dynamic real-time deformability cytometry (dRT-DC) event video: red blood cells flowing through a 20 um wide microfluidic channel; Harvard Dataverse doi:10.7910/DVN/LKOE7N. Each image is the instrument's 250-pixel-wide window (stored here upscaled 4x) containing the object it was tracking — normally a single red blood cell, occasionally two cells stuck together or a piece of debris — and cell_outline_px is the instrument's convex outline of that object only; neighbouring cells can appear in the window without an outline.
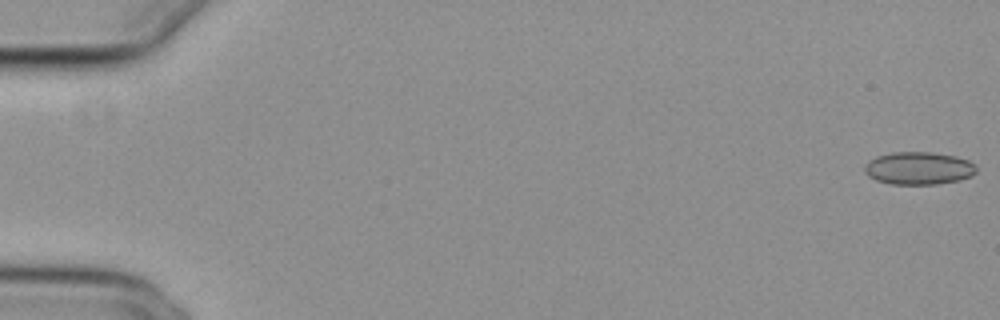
{"species": "common noctule bat (a hibernating species)", "species_latin": "Nyctalus noctula", "temperature_condition": "cold", "stored_images_in_passage": 55, "camera_frame_rate_fps": 3000, "um_per_image_px": 0.085, "animal": {"sex": "female", "body_mass_g": 29.2, "forearm_length_mm": 56.3}, "frame": {"image": 1, "passage_image": 1, "time_ms": 0.0, "image_size_px": [1000, 320], "cell_outline_px": [[976, 172], [972, 176], [960, 180], [936, 184], [892, 184], [876, 180], [868, 176], [864, 172], [864, 164], [868, 160], [876, 156], [892, 152], [932, 152], [956, 156], [968, 160], [976, 164]], "centroid_in_image_um": [78.08, 14.29], "position_along_channel_um": 6.9, "area_um2": 21.56}}
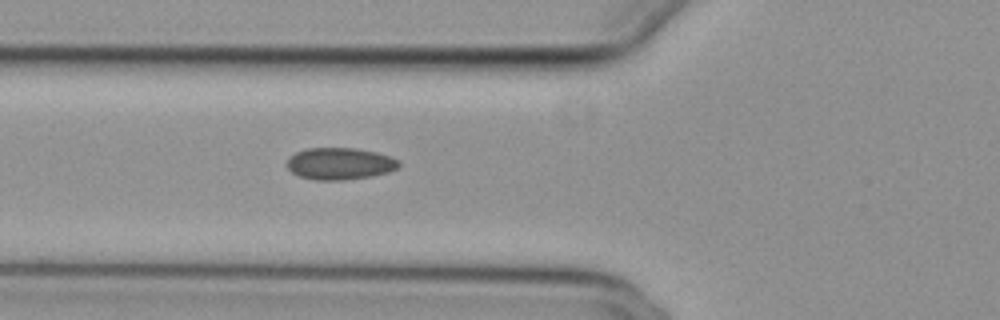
{"frame": {"image": 2, "passage_image": 21, "time_ms": 6.667, "image_size_px": [1000, 320], "cell_outline_px": [[400, 164], [396, 168], [388, 172], [372, 176], [344, 180], [316, 180], [300, 176], [292, 172], [288, 168], [288, 156], [304, 148], [356, 148], [376, 152], [400, 160]], "centroid_in_image_um": [28.88, 13.9], "position_along_channel_um": 96.9, "area_um2": 20.81}}
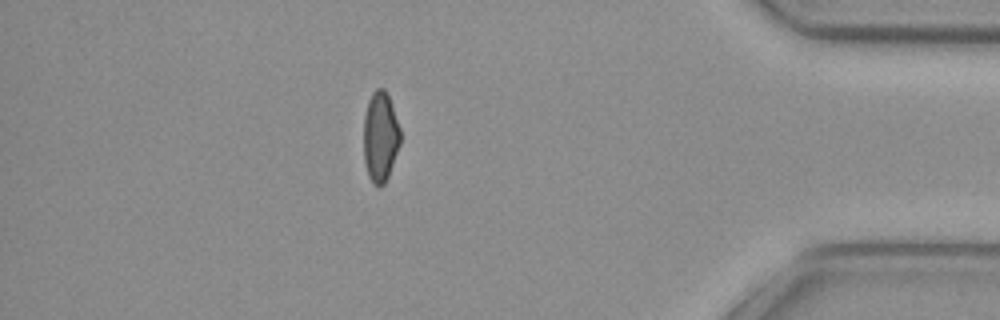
{"frame": {"image": 3, "passage_image": 48, "time_ms": 15.667, "image_size_px": [1000, 320], "cell_outline_px": [[400, 144], [388, 176], [384, 184], [380, 188], [372, 184], [368, 176], [364, 160], [364, 116], [368, 100], [372, 92], [376, 88], [384, 88], [388, 96], [400, 128]], "centroid_in_image_um": [32.31, 11.65], "position_along_channel_um": 402.9, "area_um2": 19.31}, "authors_computed_cell_mechanics": {"area_um2": 20.6346, "velocity_mm_per_s": 3.8458, "shape_relaxation_time_tau1_ms": null, "shape_relaxation_time_tau2_ms": 5.644, "deformation_change_tau1": null, "deformation_change_tau2": 0.077}}